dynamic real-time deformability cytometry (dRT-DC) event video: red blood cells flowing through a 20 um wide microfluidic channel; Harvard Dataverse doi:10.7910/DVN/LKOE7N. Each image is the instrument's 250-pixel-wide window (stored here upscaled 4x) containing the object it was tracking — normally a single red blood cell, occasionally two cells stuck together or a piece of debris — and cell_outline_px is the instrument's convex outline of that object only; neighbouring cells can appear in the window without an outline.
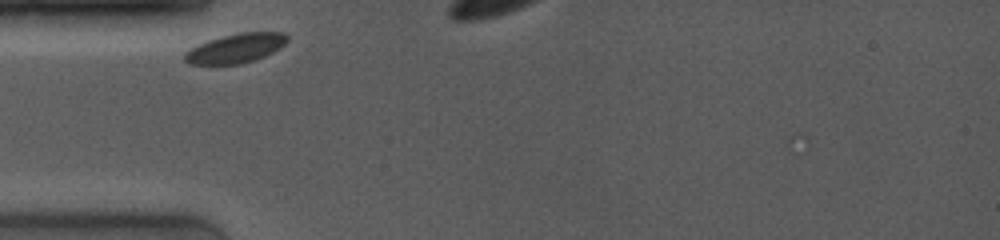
{"species": "common noctule bat (a hibernating species)", "species_latin": "Nyctalus noctula", "temperature_condition": "room temperature", "stored_images_in_passage": 3, "camera_frame_rate_fps": 4000, "um_per_image_px": 0.085, "animal": {"sex": "female", "body_mass_g": 19.0, "forearm_length_mm": 53.3}, "frame": {"image": 1, "passage_image": 1, "time_ms": 0.0, "image_size_px": [1000, 240], "cell_outline_px": [[288, 40], [280, 48], [264, 56], [240, 64], [188, 64], [184, 60], [184, 52], [208, 40], [240, 32], [284, 32], [288, 36]], "centroid_in_image_um": [20.04, 4.1], "position_along_channel_um": 65.0, "area_um2": 17.34}}